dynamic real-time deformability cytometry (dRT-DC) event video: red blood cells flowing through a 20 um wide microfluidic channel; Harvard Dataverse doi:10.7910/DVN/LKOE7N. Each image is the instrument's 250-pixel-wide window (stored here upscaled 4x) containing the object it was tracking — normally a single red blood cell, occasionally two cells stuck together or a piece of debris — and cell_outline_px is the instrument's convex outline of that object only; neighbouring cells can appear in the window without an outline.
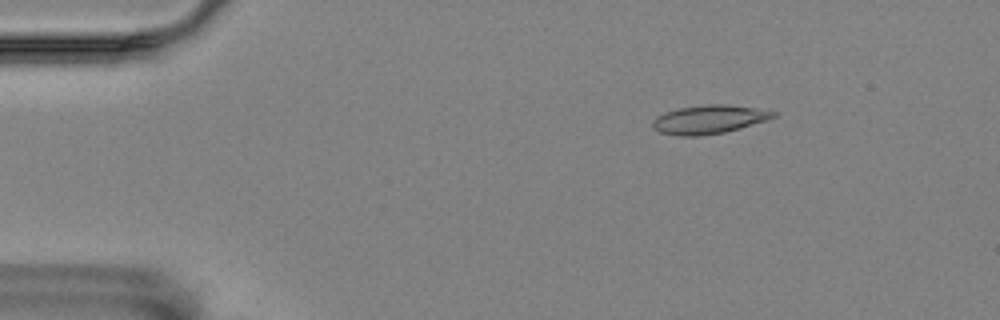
{"species": "Egyptian fruit bat (a non-hibernating species)", "species_latin": "Rousettus aegyptiacus", "temperature_condition": "room temperature", "stored_images_in_passage": 33, "camera_frame_rate_fps": 3000, "um_per_image_px": 0.085, "animal": {"sex": "female"}, "frame": {"image": 1, "passage_image": 8, "time_ms": 2.333, "image_size_px": [1000, 320], "cell_outline_px": [[776, 116], [768, 120], [740, 128], [724, 132], [696, 136], [680, 136], [660, 132], [652, 128], [652, 120], [656, 116], [664, 112], [680, 108], [704, 104], [728, 104], [776, 112]], "centroid_in_image_um": [60.22, 10.15], "position_along_channel_um": 24.8, "area_um2": 20.06}}
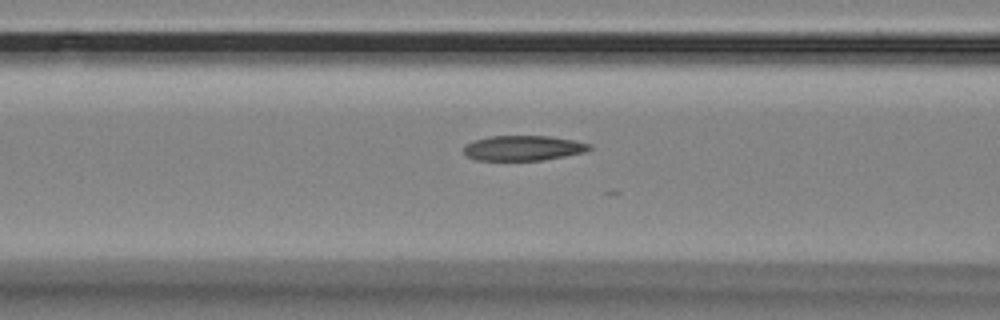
{"frame": {"image": 2, "passage_image": 22, "time_ms": 7.0, "image_size_px": [1000, 320], "cell_outline_px": [[592, 148], [584, 152], [564, 156], [540, 160], [476, 160], [468, 156], [464, 152], [464, 144], [476, 140], [492, 136], [548, 136], [572, 140], [592, 144]], "centroid_in_image_um": [44.47, 12.58], "position_along_channel_um": 122.1, "area_um2": 18.15}}
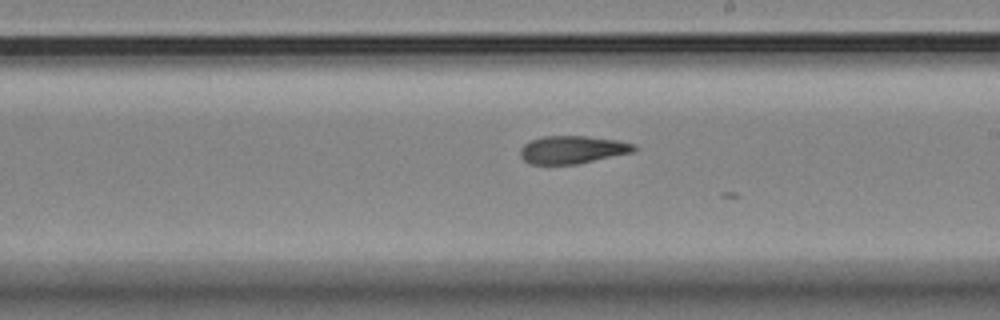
{"frame": {"image": 3, "passage_image": 32, "time_ms": 10.333, "image_size_px": [1000, 320], "cell_outline_px": [[636, 148], [632, 152], [576, 164], [528, 164], [520, 156], [520, 148], [524, 144], [532, 140], [544, 136], [588, 136], [616, 140], [636, 144]], "centroid_in_image_um": [48.63, 12.72], "position_along_channel_um": 240.4, "area_um2": 18.32}}